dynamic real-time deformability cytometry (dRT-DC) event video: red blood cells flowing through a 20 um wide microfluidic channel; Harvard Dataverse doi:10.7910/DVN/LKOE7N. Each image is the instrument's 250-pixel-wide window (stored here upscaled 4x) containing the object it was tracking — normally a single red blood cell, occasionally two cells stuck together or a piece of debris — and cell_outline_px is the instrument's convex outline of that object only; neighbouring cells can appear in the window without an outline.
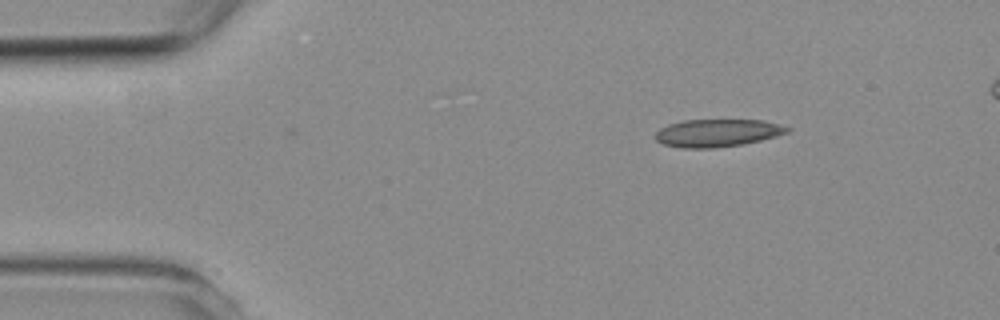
{"species": "common noctule bat (a hibernating species)", "species_latin": "Nyctalus noctula", "temperature_condition": "room temperature", "stored_images_in_passage": 4, "segment_of_instrument_passage": [1, 2], "camera_frame_rate_fps": 3000, "um_per_image_px": 0.085, "animal": {"sex": "female", "body_mass_g": 19.3, "forearm_length_mm": 54.1}, "frame": {"image": 1, "passage_image": 1, "time_ms": 0.0, "image_size_px": [1000, 320], "cell_outline_px": [[792, 128], [788, 132], [776, 136], [744, 144], [716, 148], [680, 148], [664, 144], [656, 140], [656, 132], [660, 128], [668, 124], [684, 120], [764, 120]], "centroid_in_image_um": [60.97, 11.3], "position_along_channel_um": 24.0, "area_um2": 21.27}}